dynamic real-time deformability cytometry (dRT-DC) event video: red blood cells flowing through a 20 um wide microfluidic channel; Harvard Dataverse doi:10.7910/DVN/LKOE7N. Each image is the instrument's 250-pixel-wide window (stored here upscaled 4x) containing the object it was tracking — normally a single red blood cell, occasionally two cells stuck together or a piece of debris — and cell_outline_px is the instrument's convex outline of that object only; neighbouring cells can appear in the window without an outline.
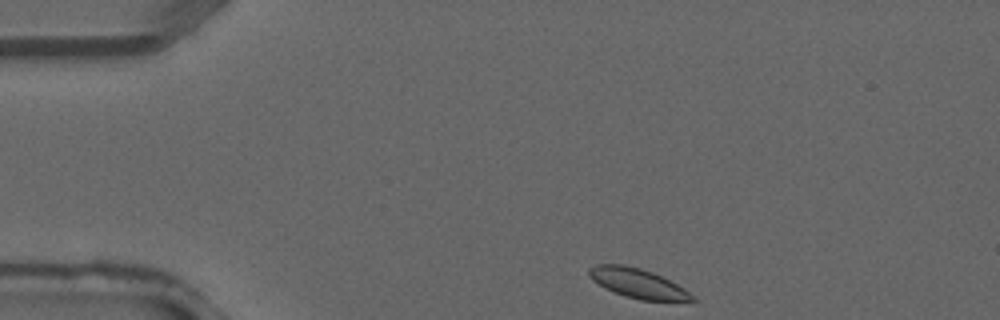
{"species": "common noctule bat (a hibernating species)", "species_latin": "Nyctalus noctula", "temperature_condition": "warm", "stored_images_in_passage": 2, "camera_frame_rate_fps": 3000, "um_per_image_px": 0.085, "animal": {"sex": "male", "forearm_length_mm": 52.5}, "frame": {"image": 1, "passage_image": 1, "time_ms": 0.0, "image_size_px": [1000, 320], "cell_outline_px": [[696, 304], [692, 304], [640, 300], [624, 296], [604, 288], [592, 280], [588, 276], [588, 268], [596, 264], [624, 264], [640, 268], [652, 272], [684, 288], [696, 300]], "centroid_in_image_um": [54.27, 24.13], "position_along_channel_um": 30.7, "area_um2": 18.38}}